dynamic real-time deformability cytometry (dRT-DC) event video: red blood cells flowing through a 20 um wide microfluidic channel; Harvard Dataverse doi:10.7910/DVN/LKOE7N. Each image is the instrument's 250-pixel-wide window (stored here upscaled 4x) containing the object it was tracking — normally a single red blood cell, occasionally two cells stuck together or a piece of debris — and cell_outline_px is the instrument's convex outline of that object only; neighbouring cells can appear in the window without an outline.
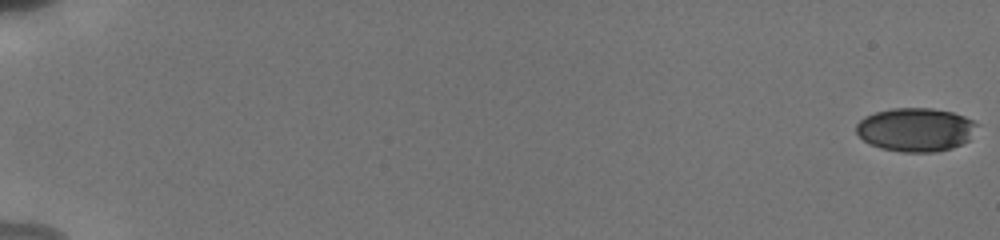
{"species": "human", "species_latin": "Homo sapiens", "temperature_condition": "cold", "stored_images_in_passage": 29, "camera_frame_rate_fps": 3000, "um_per_image_px": 0.085, "donor": {"sex": "male"}, "frame": {"image": 1, "passage_image": 1, "time_ms": 0.0, "image_size_px": [1000, 240], "cell_outline_px": [[980, 124], [968, 140], [952, 148], [936, 152], [900, 152], [880, 148], [864, 140], [856, 132], [856, 124], [864, 116], [876, 112], [892, 108], [932, 108], [952, 112], [964, 116]], "centroid_in_image_um": [77.84, 11.01], "position_along_channel_um": 7.2, "area_um2": 30.75}}
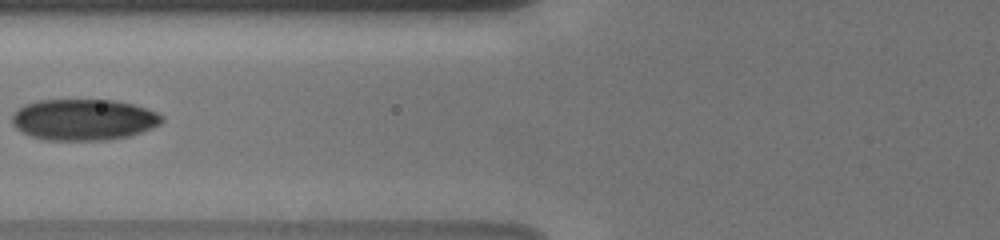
{"frame": {"image": 2, "passage_image": 15, "time_ms": 8.333, "image_size_px": [1000, 240], "cell_outline_px": [[164, 120], [160, 124], [152, 128], [128, 136], [108, 140], [48, 140], [32, 136], [16, 128], [12, 124], [12, 116], [24, 104], [36, 100], [116, 100], [148, 108], [164, 116]], "centroid_in_image_um": [7.14, 10.16], "position_along_channel_um": 118.7, "area_um2": 36.01}}
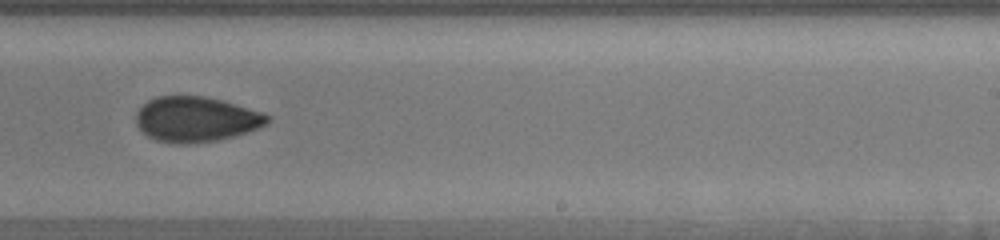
{"frame": {"image": 3, "passage_image": 21, "time_ms": 12.333, "image_size_px": [1000, 240], "cell_outline_px": [[272, 120], [268, 124], [260, 128], [236, 136], [216, 140], [188, 144], [176, 144], [156, 140], [140, 132], [136, 124], [136, 112], [148, 100], [156, 96], [204, 96], [224, 100], [264, 112], [272, 116]], "centroid_in_image_um": [16.71, 10.14], "position_along_channel_um": 272.3, "area_um2": 35.26}, "authors_computed_cell_mechanics": {"area_um2": 33.3506, "velocity_mm_per_s": 3.8582, "shape_relaxation_time_tau1_ms": 5.8177, "shape_relaxation_time_tau2_ms": 2.8383, "deformation_change_tau1": 0.1359, "deformation_change_tau2": 0.0685}}